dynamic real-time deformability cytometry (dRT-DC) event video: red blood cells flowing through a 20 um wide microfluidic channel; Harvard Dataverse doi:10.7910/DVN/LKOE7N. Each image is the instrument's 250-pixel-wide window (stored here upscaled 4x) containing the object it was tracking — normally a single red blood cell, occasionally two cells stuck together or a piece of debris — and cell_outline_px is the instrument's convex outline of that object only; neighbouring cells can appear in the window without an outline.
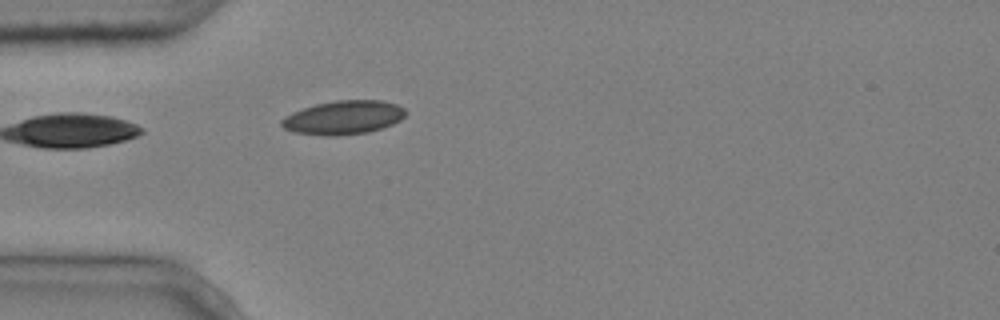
{"species": "common noctule bat (a hibernating species)", "species_latin": "Nyctalus noctula", "temperature_condition": "cold", "stored_images_in_passage": 3, "camera_frame_rate_fps": 3000, "um_per_image_px": 0.085, "animal": {"sex": "male", "body_mass_g": 20.4}, "frame": {"image": 1, "passage_image": 3, "time_ms": 0.667, "image_size_px": [1000, 320], "cell_outline_px": [[408, 112], [400, 120], [392, 124], [368, 132], [336, 136], [328, 136], [292, 132], [284, 128], [280, 124], [280, 120], [284, 116], [292, 112], [316, 104], [336, 100], [380, 100], [396, 104], [404, 108]], "centroid_in_image_um": [29.18, 9.99], "position_along_channel_um": 55.8, "area_um2": 24.45}}